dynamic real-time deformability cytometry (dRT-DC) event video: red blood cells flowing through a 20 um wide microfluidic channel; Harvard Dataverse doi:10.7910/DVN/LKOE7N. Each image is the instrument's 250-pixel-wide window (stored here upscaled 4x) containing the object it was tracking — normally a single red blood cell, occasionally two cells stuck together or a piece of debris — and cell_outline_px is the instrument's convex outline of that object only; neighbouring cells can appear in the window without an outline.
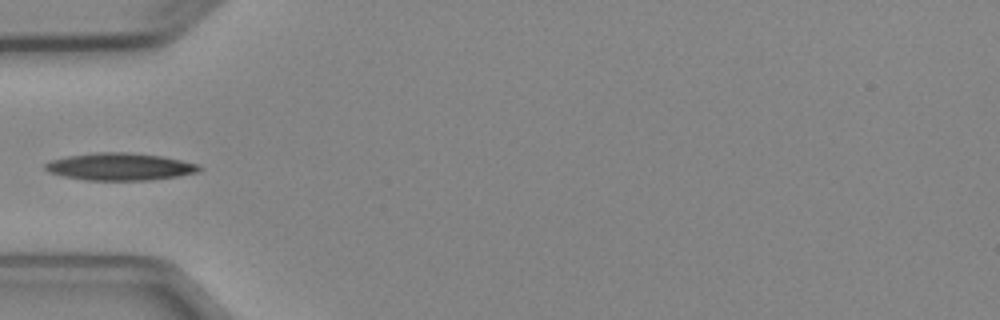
{"species": "Egyptian fruit bat (a non-hibernating species)", "species_latin": "Rousettus aegyptiacus", "temperature_condition": "cold", "stored_images_in_passage": 5, "camera_frame_rate_fps": 3000, "um_per_image_px": 0.085, "animal": {"sex": "female"}, "frame": {"image": 1, "passage_image": 4, "time_ms": 3.667, "image_size_px": [1000, 320], "cell_outline_px": [[204, 168], [196, 172], [176, 176], [152, 180], [84, 180], [64, 176], [48, 172], [44, 168], [44, 164], [52, 160], [68, 156], [96, 152], [128, 152], [164, 156], [196, 164]], "centroid_in_image_um": [10.17, 14.16], "position_along_channel_um": 74.8, "area_um2": 24.45}}